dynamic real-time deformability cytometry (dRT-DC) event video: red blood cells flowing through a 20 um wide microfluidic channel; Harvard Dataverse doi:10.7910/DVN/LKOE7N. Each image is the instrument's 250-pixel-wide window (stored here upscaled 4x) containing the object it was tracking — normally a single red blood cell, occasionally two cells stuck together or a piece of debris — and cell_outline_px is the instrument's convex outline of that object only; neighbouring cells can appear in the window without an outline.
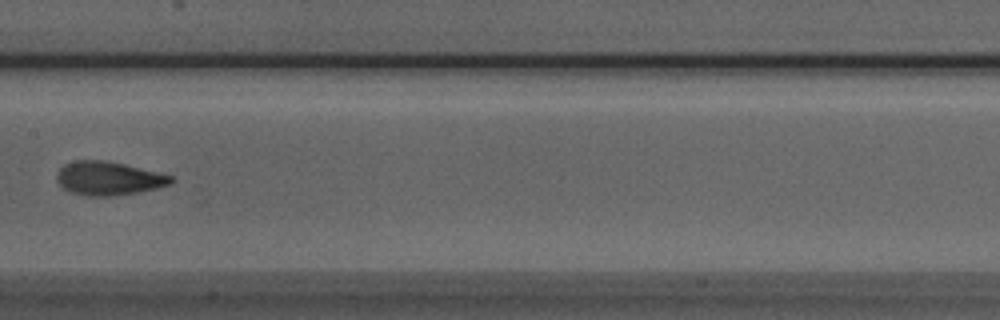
{"species": "Egyptian fruit bat (a non-hibernating species)", "species_latin": "Rousettus aegyptiacus", "temperature_condition": "room temperature", "stored_images_in_passage": 8, "camera_frame_rate_fps": 3000, "um_per_image_px": 0.085, "animal": {"sex": "male"}, "frame": {"image": 1, "passage_image": 8, "time_ms": 2.333, "image_size_px": [1000, 320], "cell_outline_px": [[176, 180], [172, 184], [156, 188], [136, 192], [108, 196], [84, 196], [68, 192], [56, 180], [56, 172], [64, 164], [76, 160], [104, 160], [124, 164], [172, 176]], "centroid_in_image_um": [9.19, 15.16], "position_along_channel_um": 198.2, "area_um2": 22.37}}